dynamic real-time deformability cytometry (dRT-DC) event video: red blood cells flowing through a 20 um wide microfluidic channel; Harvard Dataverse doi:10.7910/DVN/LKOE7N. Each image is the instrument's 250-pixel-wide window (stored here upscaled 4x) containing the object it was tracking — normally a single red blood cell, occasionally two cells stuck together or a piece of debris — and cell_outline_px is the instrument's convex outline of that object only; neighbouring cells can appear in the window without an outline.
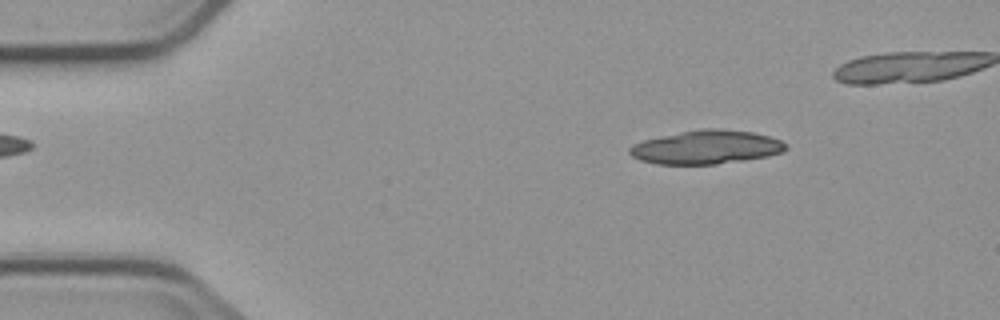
{"species": "common noctule bat (a hibernating species)", "species_latin": "Nyctalus noctula", "temperature_condition": "cold", "stored_images_in_passage": 7, "camera_frame_rate_fps": 3000, "um_per_image_px": 0.085, "animal": {"sex": "male", "body_mass_g": 23.1, "forearm_length_mm": 52.7}, "frame": {"image": 1, "passage_image": 3, "time_ms": 2.333, "image_size_px": [1000, 320], "cell_outline_px": [[788, 148], [784, 152], [768, 156], [716, 164], [656, 164], [640, 160], [632, 156], [628, 152], [628, 148], [632, 144], [644, 140], [660, 136], [704, 128], [720, 128], [752, 132], [768, 136], [780, 140]], "centroid_in_image_um": [60.02, 12.51], "position_along_channel_um": 25.0, "area_um2": 30.58}}